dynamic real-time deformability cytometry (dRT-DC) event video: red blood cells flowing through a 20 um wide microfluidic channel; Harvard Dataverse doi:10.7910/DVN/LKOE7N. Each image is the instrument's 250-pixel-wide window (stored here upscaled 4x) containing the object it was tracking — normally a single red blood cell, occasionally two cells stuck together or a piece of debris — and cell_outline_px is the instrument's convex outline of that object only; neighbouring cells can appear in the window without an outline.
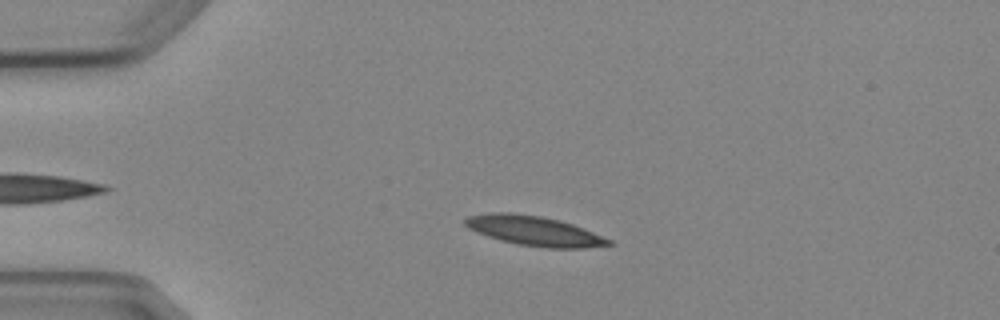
{"species": "Egyptian fruit bat (a non-hibernating species)", "species_latin": "Rousettus aegyptiacus", "temperature_condition": "cold", "stored_images_in_passage": 4, "camera_frame_rate_fps": 3000, "um_per_image_px": 0.085, "animal": {"sex": "female"}, "frame": {"image": 1, "passage_image": 3, "time_ms": 2.667, "image_size_px": [1000, 320], "cell_outline_px": [[616, 244], [584, 248], [544, 248], [516, 244], [500, 240], [476, 232], [468, 228], [464, 224], [464, 220], [468, 216], [488, 212], [512, 212], [540, 216], [560, 220], [584, 228], [612, 240]], "centroid_in_image_um": [45.41, 19.62], "position_along_channel_um": 39.6, "area_um2": 25.09}}